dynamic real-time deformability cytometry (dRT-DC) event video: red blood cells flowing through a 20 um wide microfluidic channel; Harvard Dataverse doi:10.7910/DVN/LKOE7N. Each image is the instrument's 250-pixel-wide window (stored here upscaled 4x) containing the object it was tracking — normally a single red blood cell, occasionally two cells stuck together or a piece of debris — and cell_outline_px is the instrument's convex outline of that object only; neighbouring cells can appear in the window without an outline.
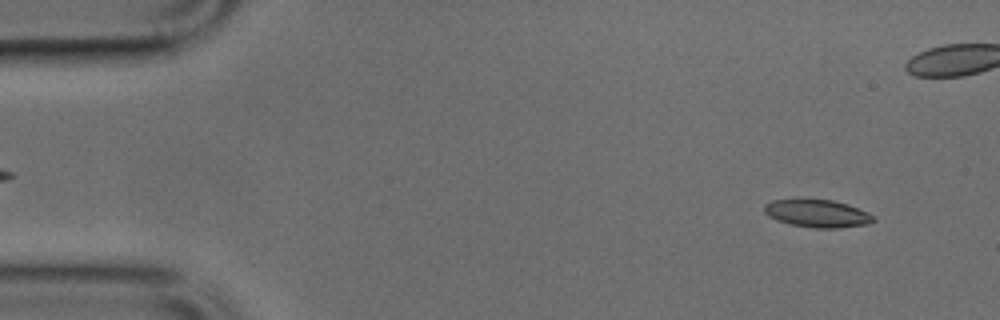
{"species": "common noctule bat (a hibernating species)", "species_latin": "Nyctalus noctula", "temperature_condition": "cold", "stored_images_in_passage": 47, "camera_frame_rate_fps": 3000, "um_per_image_px": 0.085, "animal": {"sex": "male", "body_mass_g": 17.9, "forearm_length_mm": 54.2}, "frame": {"image": 1, "passage_image": 3, "time_ms": 0.667, "image_size_px": [1000, 320], "cell_outline_px": [[876, 220], [868, 224], [840, 228], [812, 228], [792, 224], [776, 220], [768, 216], [764, 212], [764, 204], [772, 200], [832, 200], [848, 204], [872, 216]], "centroid_in_image_um": [69.44, 18.16], "position_along_channel_um": 15.6, "area_um2": 17.34}}
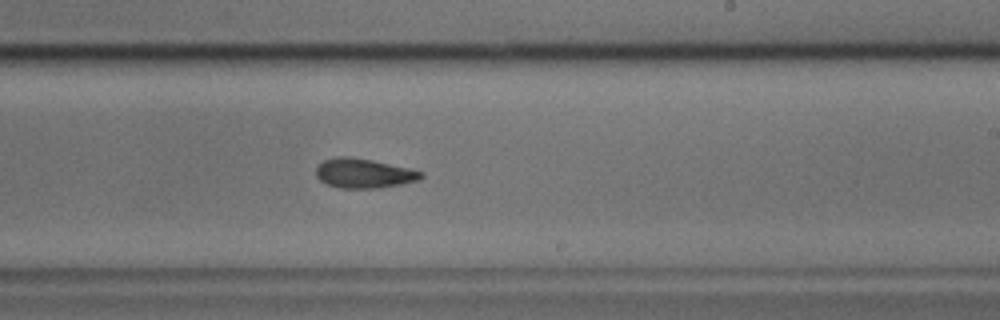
{"frame": {"image": 2, "passage_image": 28, "time_ms": 9.0, "image_size_px": [1000, 320], "cell_outline_px": [[424, 176], [420, 180], [380, 188], [340, 188], [328, 184], [320, 180], [316, 176], [316, 168], [324, 160], [340, 156], [348, 156], [372, 160], [408, 168], [424, 172]], "centroid_in_image_um": [30.94, 14.73], "position_along_channel_um": 258.1, "area_um2": 17.98}}
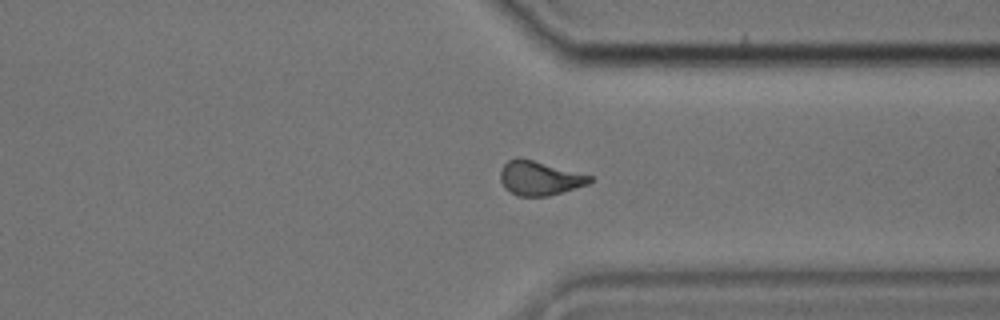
{"frame": {"image": 3, "passage_image": 36, "time_ms": 11.667, "image_size_px": [1000, 320], "cell_outline_px": [[592, 180], [588, 184], [548, 196], [516, 196], [504, 188], [500, 180], [500, 172], [504, 164], [508, 160], [516, 156], [520, 156], [592, 176]], "centroid_in_image_um": [45.81, 15.13], "position_along_channel_um": 365.6, "area_um2": 17.92}}